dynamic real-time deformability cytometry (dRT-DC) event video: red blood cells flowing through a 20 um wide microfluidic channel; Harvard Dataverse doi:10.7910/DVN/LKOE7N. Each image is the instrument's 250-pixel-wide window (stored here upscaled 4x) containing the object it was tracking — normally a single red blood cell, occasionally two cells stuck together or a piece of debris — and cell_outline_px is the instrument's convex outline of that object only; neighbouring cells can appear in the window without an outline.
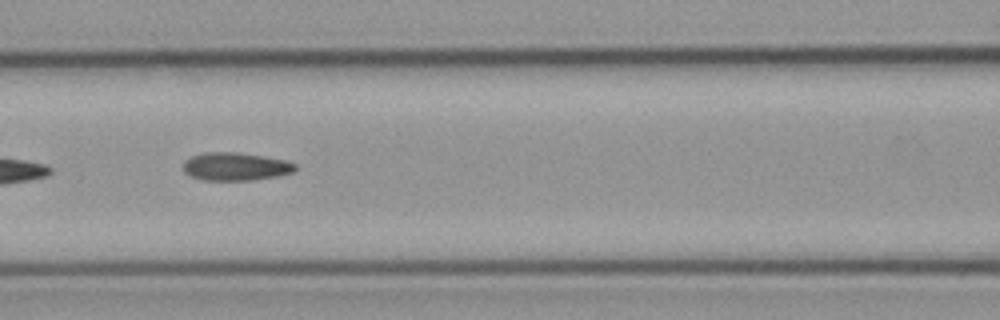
{"species": "common noctule bat (a hibernating species)", "species_latin": "Nyctalus noctula", "temperature_condition": "cold", "stored_images_in_passage": 8, "camera_frame_rate_fps": 3000, "um_per_image_px": 0.085, "animal": {"sex": "male", "body_mass_g": 23.1, "forearm_length_mm": 52.7}, "frame": {"image": 1, "passage_image": 6, "time_ms": 6.0, "image_size_px": [1000, 320], "cell_outline_px": [[296, 168], [292, 172], [276, 176], [252, 180], [200, 180], [184, 172], [184, 160], [192, 156], [204, 152], [236, 152], [264, 156], [284, 160], [296, 164]], "centroid_in_image_um": [19.99, 14.15], "position_along_channel_um": 146.6, "area_um2": 18.21}}
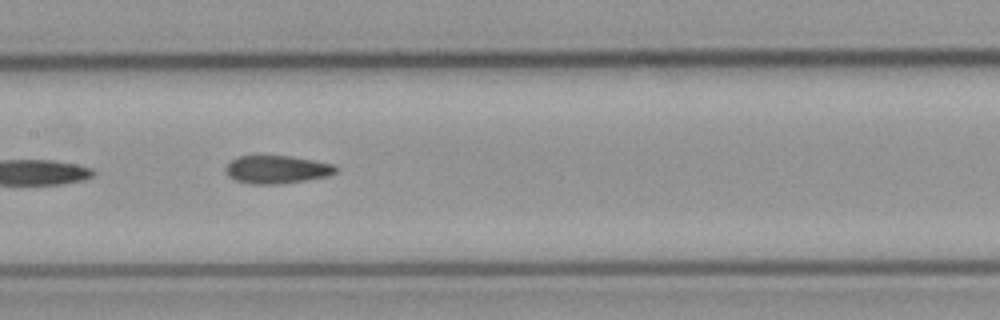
{"frame": {"image": 2, "passage_image": 7, "time_ms": 7.0, "image_size_px": [1000, 320], "cell_outline_px": [[336, 172], [328, 176], [280, 184], [252, 184], [236, 180], [228, 176], [224, 168], [236, 156], [292, 156], [332, 164], [336, 168]], "centroid_in_image_um": [23.5, 14.41], "position_along_channel_um": 183.9, "area_um2": 17.8}}
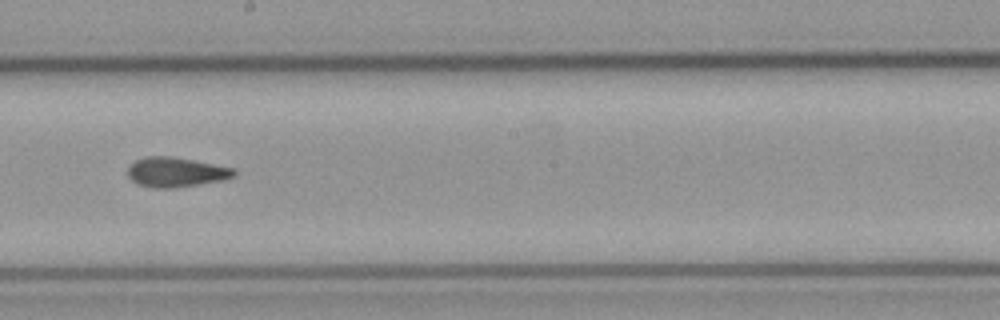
{"frame": {"image": 3, "passage_image": 8, "time_ms": 8.333, "image_size_px": [1000, 320], "cell_outline_px": [[236, 172], [232, 176], [224, 180], [172, 188], [152, 188], [136, 184], [128, 176], [128, 168], [136, 160], [144, 156], [172, 156], [232, 168]], "centroid_in_image_um": [14.9, 14.63], "position_along_channel_um": 233.3, "area_um2": 18.21}}